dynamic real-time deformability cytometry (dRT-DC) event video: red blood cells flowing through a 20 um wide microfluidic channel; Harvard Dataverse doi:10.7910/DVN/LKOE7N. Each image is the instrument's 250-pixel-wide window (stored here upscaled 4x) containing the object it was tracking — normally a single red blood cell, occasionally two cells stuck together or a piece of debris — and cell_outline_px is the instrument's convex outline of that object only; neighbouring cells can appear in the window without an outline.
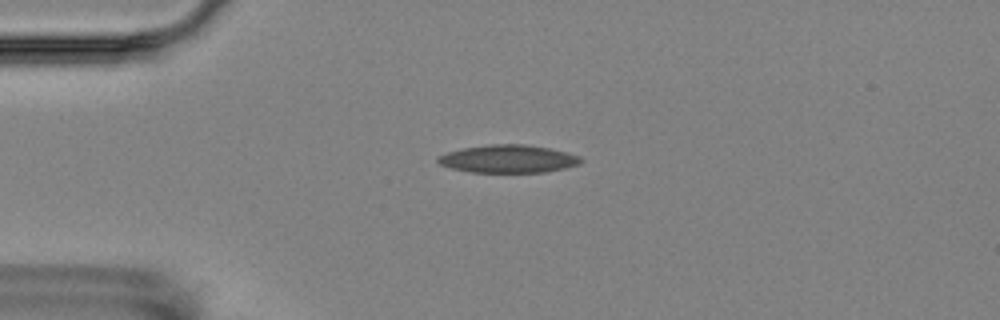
{"species": "Egyptian fruit bat (a non-hibernating species)", "species_latin": "Rousettus aegyptiacus", "temperature_condition": "room temperature", "stored_images_in_passage": 4, "camera_frame_rate_fps": 3000, "um_per_image_px": 0.085, "animal": {"sex": "female"}, "frame": {"image": 1, "passage_image": 2, "time_ms": 1.0, "image_size_px": [1000, 320], "cell_outline_px": [[584, 160], [580, 164], [564, 168], [544, 172], [472, 172], [452, 168], [440, 164], [436, 160], [440, 156], [448, 152], [464, 148], [492, 144], [524, 144], [548, 148], [580, 156]], "centroid_in_image_um": [43.23, 13.5], "position_along_channel_um": 41.8, "area_um2": 22.89}}